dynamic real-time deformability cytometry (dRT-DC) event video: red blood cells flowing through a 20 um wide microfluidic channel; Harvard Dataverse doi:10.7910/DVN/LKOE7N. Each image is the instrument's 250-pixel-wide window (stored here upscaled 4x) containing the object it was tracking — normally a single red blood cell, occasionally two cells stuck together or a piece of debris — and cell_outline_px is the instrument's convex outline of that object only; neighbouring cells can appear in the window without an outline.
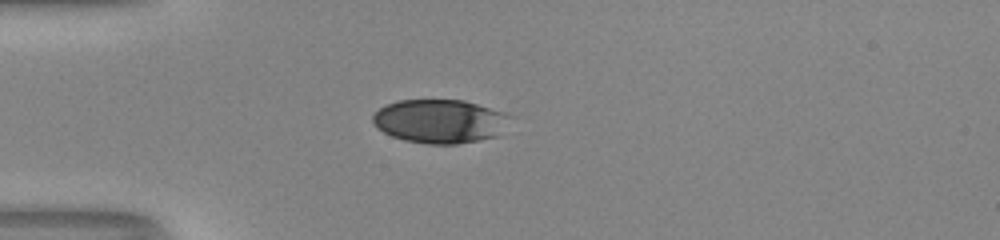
{"species": "human", "species_latin": "Homo sapiens", "temperature_condition": "room temperature", "stored_images_in_passage": 39, "camera_frame_rate_fps": 3000, "um_per_image_px": 0.085, "donor": {"sex": "male"}, "frame": {"image": 1, "passage_image": 1, "time_ms": 0.0, "image_size_px": [1000, 240], "cell_outline_px": [[516, 116], [496, 136], [480, 140], [456, 144], [428, 144], [404, 140], [392, 136], [384, 132], [372, 124], [372, 116], [380, 108], [396, 100], [464, 100], [504, 112]], "centroid_in_image_um": [37.42, 10.3], "position_along_channel_um": 47.6, "area_um2": 35.2}}
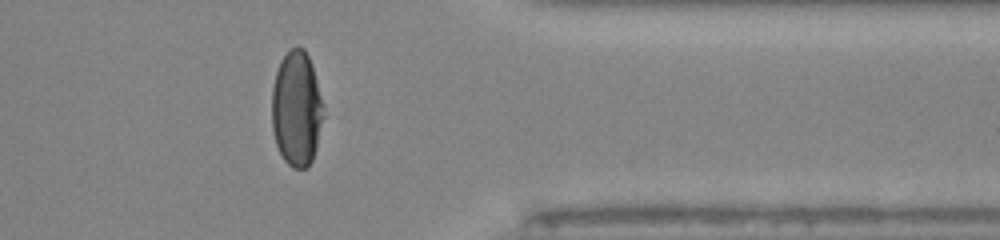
{"frame": {"image": 2, "passage_image": 29, "time_ms": 9.333, "image_size_px": [1000, 240], "cell_outline_px": [[324, 116], [316, 148], [312, 160], [308, 168], [292, 168], [284, 160], [276, 144], [272, 128], [272, 88], [276, 72], [280, 60], [288, 48], [296, 44], [304, 48], [312, 64], [316, 80]], "centroid_in_image_um": [25.19, 9.22], "position_along_channel_um": 386.2, "area_um2": 34.8}}
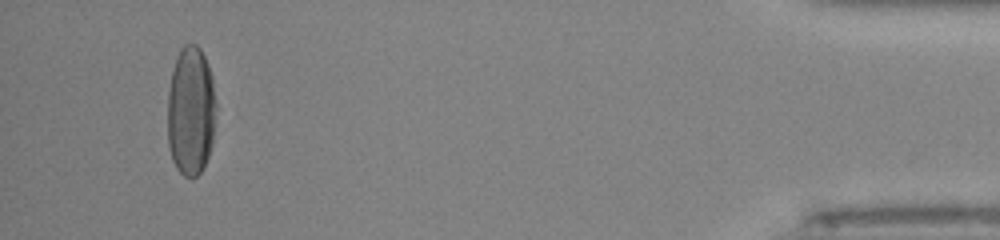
{"frame": {"image": 3, "passage_image": 36, "time_ms": 11.667, "image_size_px": [1000, 240], "cell_outline_px": [[216, 108], [212, 144], [208, 156], [200, 172], [196, 176], [184, 176], [176, 168], [172, 160], [168, 144], [168, 92], [172, 72], [180, 48], [184, 44], [196, 44], [200, 48], [208, 64], [212, 76], [216, 100]], "centroid_in_image_um": [16.23, 9.42], "position_along_channel_um": 419.0, "area_um2": 36.7}}